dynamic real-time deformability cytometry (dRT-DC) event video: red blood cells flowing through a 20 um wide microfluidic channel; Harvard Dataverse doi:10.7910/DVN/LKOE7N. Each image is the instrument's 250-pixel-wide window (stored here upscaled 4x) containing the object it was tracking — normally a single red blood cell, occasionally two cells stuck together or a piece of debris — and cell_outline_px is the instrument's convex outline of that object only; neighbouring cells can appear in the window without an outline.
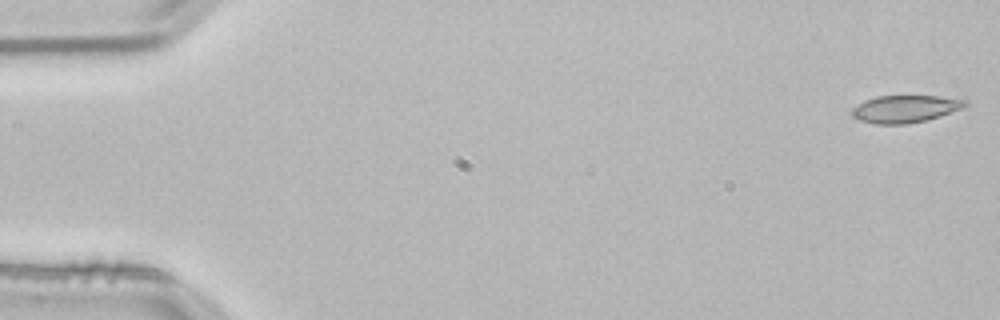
{"species": "common noctule bat (a hibernating species)", "species_latin": "Nyctalus noctula", "temperature_condition": "room temperature", "stored_images_in_passage": 12, "camera_frame_rate_fps": 3000, "um_per_image_px": 0.085, "animal": {"sex": "male", "body_mass_g": 21.5, "forearm_length_mm": 52.0}, "frame": {"image": 1, "passage_image": 1, "time_ms": 0.0, "image_size_px": [1000, 320], "cell_outline_px": [[968, 104], [964, 108], [940, 116], [924, 120], [904, 124], [876, 124], [860, 120], [852, 116], [848, 112], [852, 108], [864, 100], [876, 96], [936, 96], [968, 100]], "centroid_in_image_um": [76.91, 9.25], "position_along_channel_um": 8.1, "area_um2": 18.09}}